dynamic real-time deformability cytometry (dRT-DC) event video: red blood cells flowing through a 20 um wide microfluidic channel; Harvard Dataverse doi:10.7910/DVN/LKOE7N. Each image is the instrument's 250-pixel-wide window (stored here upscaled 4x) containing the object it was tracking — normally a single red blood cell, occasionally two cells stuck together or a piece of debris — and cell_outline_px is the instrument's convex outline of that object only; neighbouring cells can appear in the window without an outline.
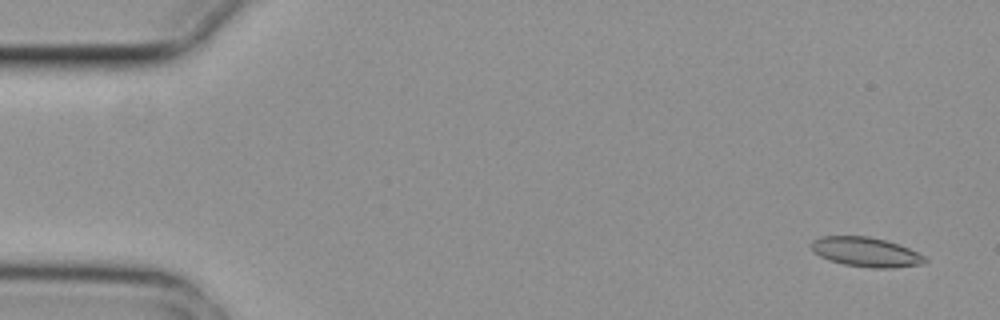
{"species": "common noctule bat (a hibernating species)", "species_latin": "Nyctalus noctula", "temperature_condition": "cold", "stored_images_in_passage": 6, "camera_frame_rate_fps": 3000, "um_per_image_px": 0.085, "animal": {"sex": "female", "body_mass_g": 29.2, "forearm_length_mm": 56.3}, "frame": {"image": 1, "passage_image": 1, "time_ms": 0.0, "image_size_px": [1000, 320], "cell_outline_px": [[928, 260], [924, 264], [892, 268], [872, 268], [844, 264], [828, 260], [820, 256], [812, 248], [812, 240], [820, 236], [868, 236], [884, 240], [908, 248], [924, 256]], "centroid_in_image_um": [73.61, 21.43], "position_along_channel_um": 11.4, "area_um2": 19.36}}
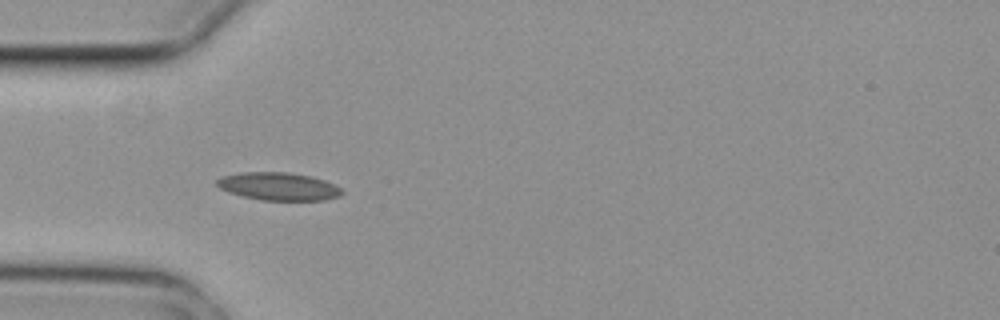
{"frame": {"image": 2, "passage_image": 5, "time_ms": 1.333, "image_size_px": [1000, 320], "cell_outline_px": [[344, 192], [340, 196], [324, 200], [260, 200], [228, 192], [220, 188], [216, 184], [216, 180], [224, 176], [240, 172], [288, 172], [312, 176], [324, 180], [340, 188]], "centroid_in_image_um": [23.68, 15.84], "position_along_channel_um": 61.3, "area_um2": 20.23}}
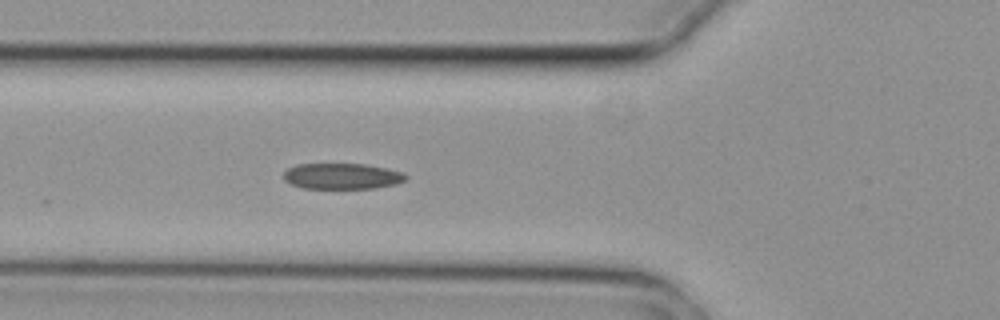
{"frame": {"image": 3, "passage_image": 6, "time_ms": 1.667, "image_size_px": [1000, 320], "cell_outline_px": [[408, 180], [396, 184], [376, 188], [304, 188], [292, 184], [284, 180], [284, 172], [288, 168], [296, 164], [364, 164], [388, 168], [404, 172], [408, 176]], "centroid_in_image_um": [29.13, 14.97], "position_along_channel_um": 96.7, "area_um2": 18.55}}